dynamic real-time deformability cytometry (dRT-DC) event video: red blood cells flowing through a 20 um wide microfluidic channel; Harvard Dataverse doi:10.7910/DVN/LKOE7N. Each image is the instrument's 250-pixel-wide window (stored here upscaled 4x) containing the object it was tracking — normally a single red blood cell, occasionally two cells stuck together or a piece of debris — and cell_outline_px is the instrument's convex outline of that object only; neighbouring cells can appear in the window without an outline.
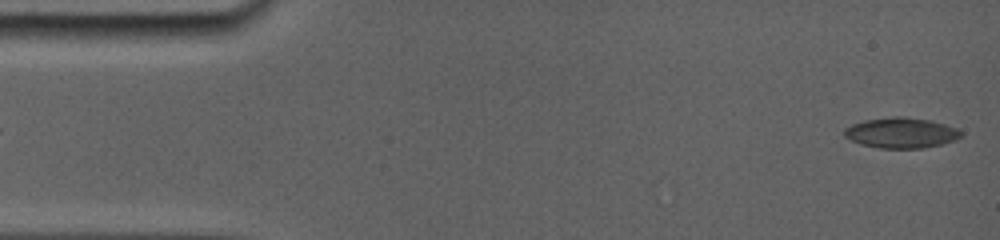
{"species": "common noctule bat (a hibernating species)", "species_latin": "Nyctalus noctula", "temperature_condition": "room temperature", "stored_images_in_passage": 17, "camera_frame_rate_fps": 5000, "um_per_image_px": 0.085, "animal": {"sex": "female", "body_mass_g": 19.0, "forearm_length_mm": 56.7}, "frame": {"image": 1, "passage_image": 1, "time_ms": 0.0, "image_size_px": [1000, 240], "cell_outline_px": [[960, 136], [952, 140], [936, 144], [912, 148], [888, 148], [868, 144], [856, 140], [848, 136], [844, 132], [844, 128], [852, 124], [868, 120], [928, 120], [944, 124], [960, 132]], "centroid_in_image_um": [76.6, 11.32], "position_along_channel_um": 8.4, "area_um2": 18.32}}
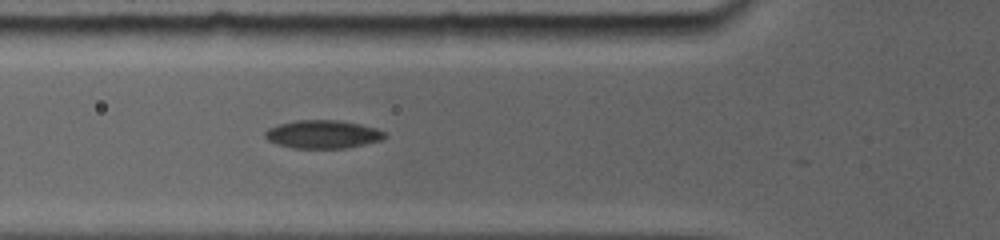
{"frame": {"image": 2, "passage_image": 10, "time_ms": 5.4, "image_size_px": [1000, 240], "cell_outline_px": [[384, 136], [380, 140], [340, 148], [296, 148], [280, 144], [268, 140], [264, 136], [264, 132], [280, 124], [296, 120], [336, 120], [356, 124], [372, 128], [384, 132]], "centroid_in_image_um": [27.37, 11.41], "position_along_channel_um": 98.4, "area_um2": 18.79}}
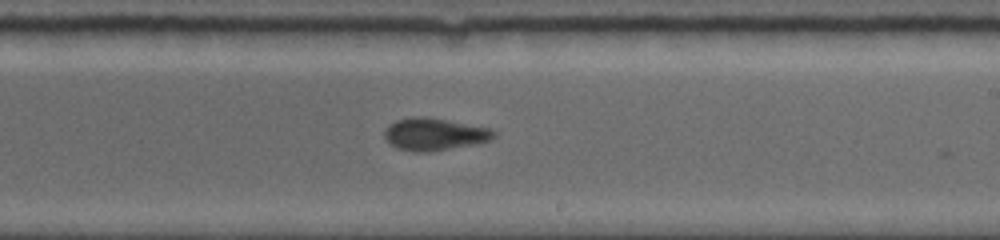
{"frame": {"image": 3, "passage_image": 16, "time_ms": 9.4, "image_size_px": [1000, 240], "cell_outline_px": [[496, 136], [488, 140], [472, 144], [428, 152], [412, 152], [396, 148], [388, 144], [384, 136], [384, 132], [388, 124], [396, 120], [412, 116], [424, 116], [492, 128], [496, 132]], "centroid_in_image_um": [36.86, 11.4], "position_along_channel_um": 252.1, "area_um2": 20.69}}